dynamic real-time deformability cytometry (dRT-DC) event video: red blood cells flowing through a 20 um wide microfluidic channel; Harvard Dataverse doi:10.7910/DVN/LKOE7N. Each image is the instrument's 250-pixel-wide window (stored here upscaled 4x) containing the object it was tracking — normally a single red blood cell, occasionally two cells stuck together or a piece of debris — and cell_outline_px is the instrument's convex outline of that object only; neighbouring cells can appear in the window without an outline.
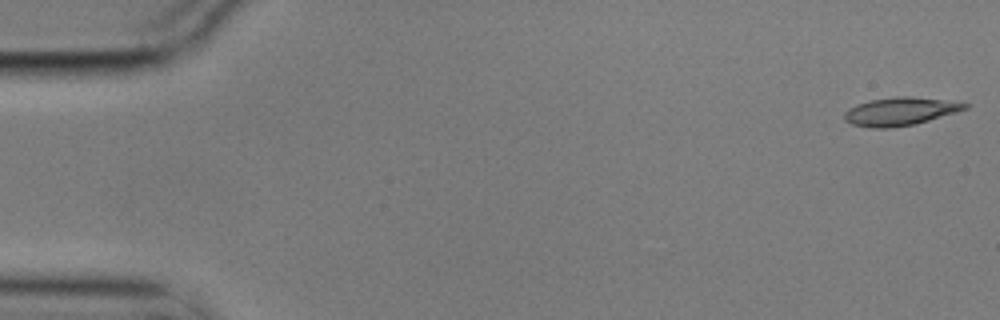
{"species": "common noctule bat (a hibernating species)", "species_latin": "Nyctalus noctula", "temperature_condition": "cold", "stored_images_in_passage": 4, "camera_frame_rate_fps": 3000, "um_per_image_px": 0.085, "animal": {"sex": "male", "body_mass_g": 17.9}, "frame": {"image": 1, "passage_image": 1, "time_ms": 0.0, "image_size_px": [1000, 320], "cell_outline_px": [[968, 108], [956, 112], [928, 120], [912, 124], [892, 128], [872, 128], [852, 124], [844, 120], [844, 112], [848, 108], [856, 104], [868, 100], [896, 96], [912, 96], [968, 104]], "centroid_in_image_um": [76.42, 9.47], "position_along_channel_um": 8.6, "area_um2": 19.54}}
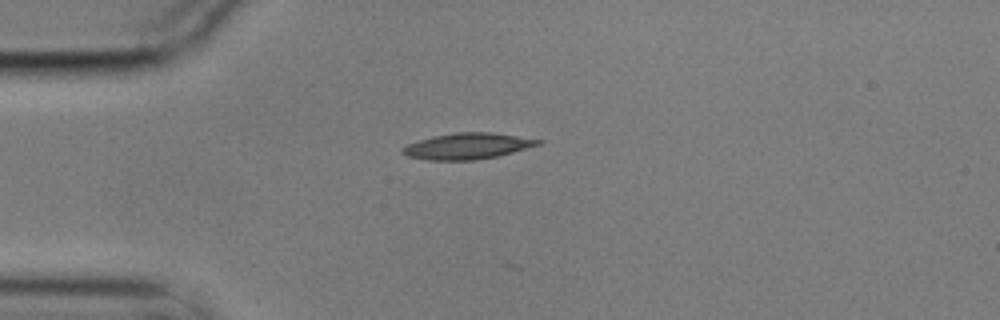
{"frame": {"image": 2, "passage_image": 3, "time_ms": 0.667, "image_size_px": [1000, 320], "cell_outline_px": [[544, 140], [540, 144], [512, 152], [496, 156], [476, 160], [428, 160], [408, 156], [400, 152], [400, 148], [408, 144], [432, 136], [456, 132], [492, 132]], "centroid_in_image_um": [39.71, 12.41], "position_along_channel_um": 45.3, "area_um2": 20.52}}